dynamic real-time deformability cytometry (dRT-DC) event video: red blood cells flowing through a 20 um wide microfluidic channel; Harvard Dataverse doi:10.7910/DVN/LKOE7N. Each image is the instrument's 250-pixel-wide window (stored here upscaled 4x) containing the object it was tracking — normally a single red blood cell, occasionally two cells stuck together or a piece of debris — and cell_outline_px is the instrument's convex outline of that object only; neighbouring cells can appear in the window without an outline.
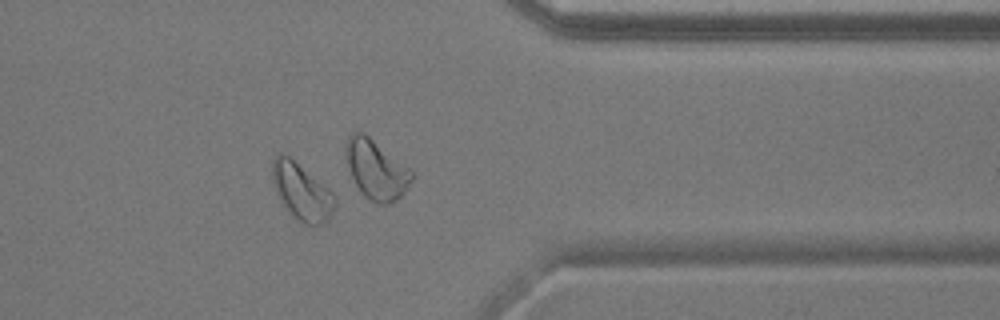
{"species": "common noctule bat (a hibernating species)", "species_latin": "Nyctalus noctula", "temperature_condition": "warm", "stored_images_in_passage": 37, "camera_frame_rate_fps": 3000, "um_per_image_px": 0.085, "animal": {"sex": "male", "body_mass_g": 17.9}, "frame": {"image": 1, "passage_image": 27, "time_ms": 8.667, "image_size_px": [1000, 320], "cell_outline_px": [[336, 204], [332, 216], [324, 224], [304, 224], [292, 216], [280, 200], [276, 192], [272, 176], [272, 160], [280, 152], [284, 152], [328, 188], [332, 192], [336, 200]], "centroid_in_image_um": [25.65, 16.3], "position_along_channel_um": 385.8, "area_um2": 20.63}}